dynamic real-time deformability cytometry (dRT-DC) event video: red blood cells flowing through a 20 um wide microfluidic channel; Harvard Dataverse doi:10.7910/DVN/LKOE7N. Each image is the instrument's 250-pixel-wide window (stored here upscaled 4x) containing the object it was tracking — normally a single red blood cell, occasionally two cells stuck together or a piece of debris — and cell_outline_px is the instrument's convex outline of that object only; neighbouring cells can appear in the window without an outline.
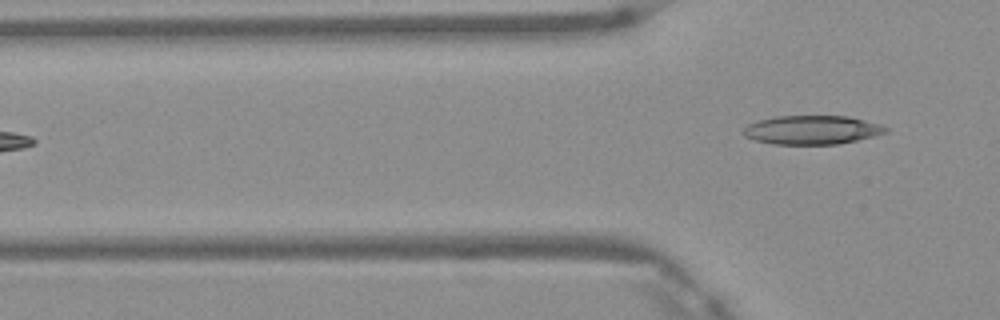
{"species": "Egyptian fruit bat (a non-hibernating species)", "species_latin": "Rousettus aegyptiacus", "temperature_condition": "warm", "stored_images_in_passage": 5, "camera_frame_rate_fps": 3000, "um_per_image_px": 0.085, "frame": {"image": 1, "passage_image": 5, "time_ms": 1.333, "image_size_px": [1000, 320], "cell_outline_px": [[888, 128], [884, 132], [872, 136], [840, 144], [772, 144], [756, 140], [744, 136], [744, 128], [748, 124], [760, 120], [776, 116], [848, 116], [880, 124]], "centroid_in_image_um": [69.0, 11.04], "position_along_channel_um": 56.8, "area_um2": 23.64}}